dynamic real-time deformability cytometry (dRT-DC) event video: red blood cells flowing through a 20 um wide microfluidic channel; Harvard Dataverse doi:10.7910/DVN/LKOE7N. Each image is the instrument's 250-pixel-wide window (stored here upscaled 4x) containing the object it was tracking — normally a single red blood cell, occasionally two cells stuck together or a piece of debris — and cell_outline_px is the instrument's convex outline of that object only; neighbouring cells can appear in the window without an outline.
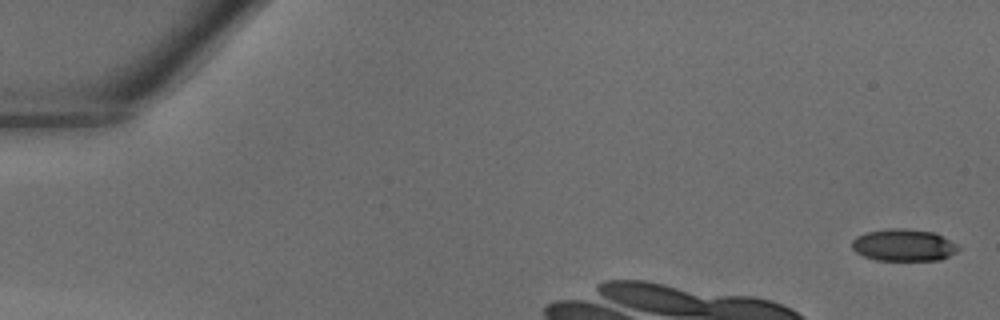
{"species": "common noctule bat (a hibernating species)", "species_latin": "Nyctalus noctula", "temperature_condition": "warm", "stored_images_in_passage": 6, "camera_frame_rate_fps": 3000, "um_per_image_px": 0.085, "animal": {"sex": "male", "body_mass_g": 18.8}, "frame": {"image": 1, "passage_image": 1, "time_ms": 0.0, "image_size_px": [1000, 320], "cell_outline_px": [[960, 248], [956, 252], [940, 260], [876, 260], [864, 256], [856, 252], [852, 248], [852, 240], [856, 236], [868, 232], [888, 228], [904, 228], [932, 232], [956, 244]], "centroid_in_image_um": [76.77, 20.84], "position_along_channel_um": 8.2, "area_um2": 19.65}}